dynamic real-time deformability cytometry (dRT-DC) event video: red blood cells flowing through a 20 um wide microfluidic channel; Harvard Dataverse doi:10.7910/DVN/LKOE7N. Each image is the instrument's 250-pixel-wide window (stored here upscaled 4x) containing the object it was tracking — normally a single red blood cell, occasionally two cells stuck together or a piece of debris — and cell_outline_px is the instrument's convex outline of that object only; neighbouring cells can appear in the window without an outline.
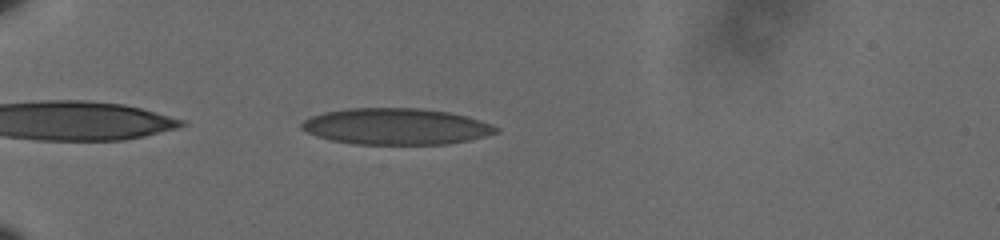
{"species": "human", "species_latin": "Homo sapiens", "temperature_condition": "cold", "stored_images_in_passage": 28, "camera_frame_rate_fps": 3000, "um_per_image_px": 0.085, "donor": {"sex": "male"}, "frame": {"image": 1, "passage_image": 2, "time_ms": 0.333, "image_size_px": [1000, 240], "cell_outline_px": [[500, 132], [468, 140], [448, 144], [356, 144], [332, 140], [316, 136], [300, 128], [300, 124], [304, 120], [312, 116], [324, 112], [348, 108], [420, 108], [448, 112], [468, 116], [492, 124], [500, 128]], "centroid_in_image_um": [33.69, 10.74], "position_along_channel_um": 51.3, "area_um2": 41.21}}
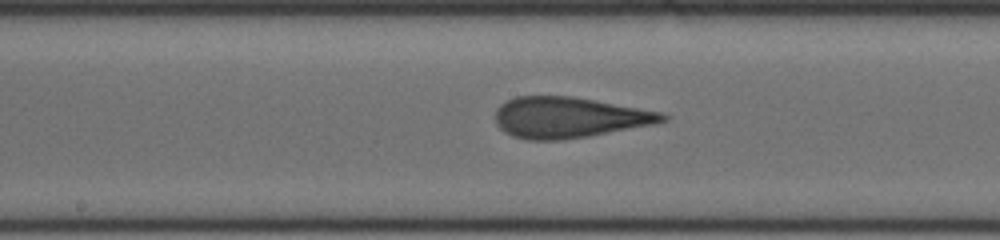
{"frame": {"image": 2, "passage_image": 17, "time_ms": 5.333, "image_size_px": [1000, 240], "cell_outline_px": [[668, 120], [652, 124], [588, 136], [556, 140], [532, 140], [516, 136], [500, 128], [496, 120], [496, 108], [500, 104], [516, 96], [572, 96], [596, 100], [660, 112], [668, 116]], "centroid_in_image_um": [48.35, 9.97], "position_along_channel_um": 199.8, "area_um2": 39.13}}
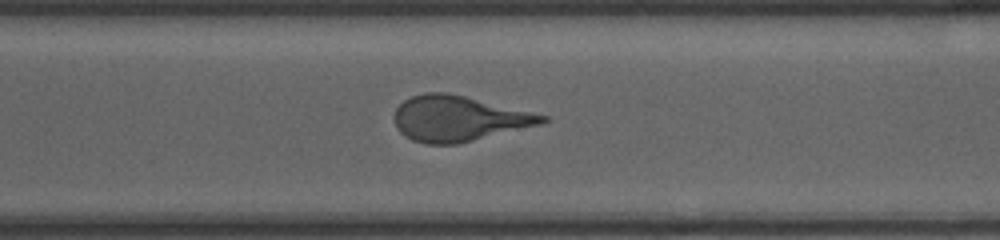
{"frame": {"image": 3, "passage_image": 28, "time_ms": 9.0, "image_size_px": [1000, 240], "cell_outline_px": [[548, 120], [536, 124], [456, 144], [428, 144], [412, 140], [404, 136], [396, 128], [396, 108], [404, 100], [412, 96], [424, 92], [448, 92], [548, 116]], "centroid_in_image_um": [38.89, 10.06], "position_along_channel_um": 331.7, "area_um2": 38.26}}